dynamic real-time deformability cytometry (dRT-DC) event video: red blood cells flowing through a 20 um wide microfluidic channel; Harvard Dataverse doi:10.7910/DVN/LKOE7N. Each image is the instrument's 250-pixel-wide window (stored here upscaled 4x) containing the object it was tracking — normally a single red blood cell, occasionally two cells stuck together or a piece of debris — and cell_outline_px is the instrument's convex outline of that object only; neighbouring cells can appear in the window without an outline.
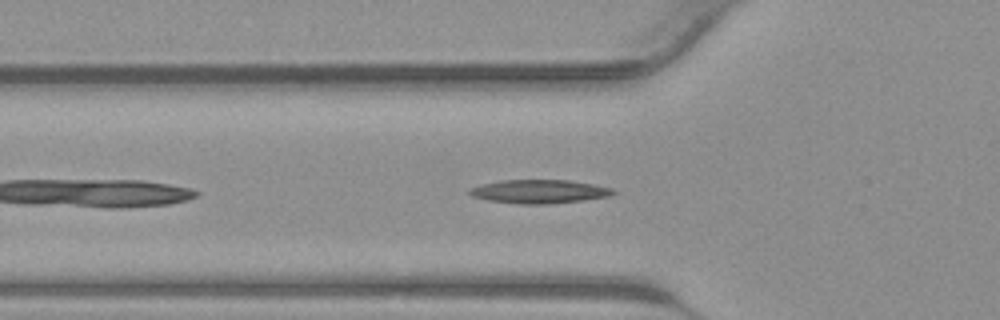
{"species": "common noctule bat (a hibernating species)", "species_latin": "Nyctalus noctula", "temperature_condition": "warm", "stored_images_in_passage": 26, "camera_frame_rate_fps": 3000, "um_per_image_px": 0.085, "animal": {"sex": "male", "body_mass_g": 23.1, "forearm_length_mm": 52.7}, "frame": {"image": 1, "passage_image": 4, "time_ms": 1.0, "image_size_px": [1000, 320], "cell_outline_px": [[616, 192], [608, 196], [580, 200], [548, 204], [520, 204], [488, 200], [472, 196], [468, 192], [468, 188], [500, 180], [568, 180], [592, 184], [612, 188]], "centroid_in_image_um": [45.79, 16.27], "position_along_channel_um": 80.0, "area_um2": 19.54}}
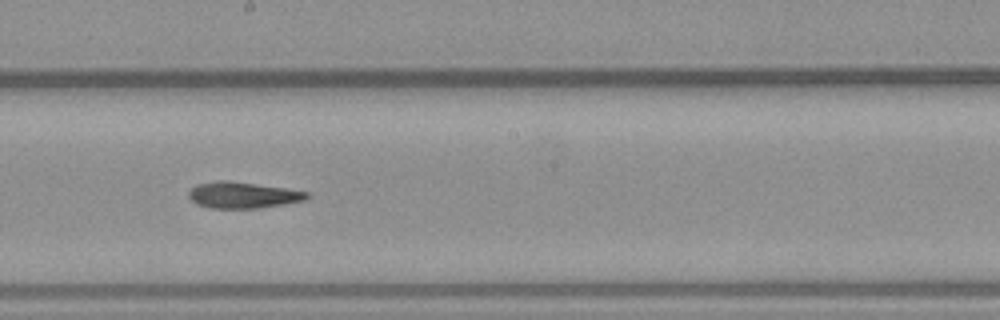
{"frame": {"image": 2, "passage_image": 13, "time_ms": 4.0, "image_size_px": [1000, 320], "cell_outline_px": [[308, 196], [304, 200], [284, 204], [260, 208], [208, 208], [196, 204], [188, 196], [188, 192], [196, 184], [220, 180], [224, 180], [256, 184], [284, 188], [308, 192]], "centroid_in_image_um": [20.59, 16.59], "position_along_channel_um": 227.6, "area_um2": 17.92}}
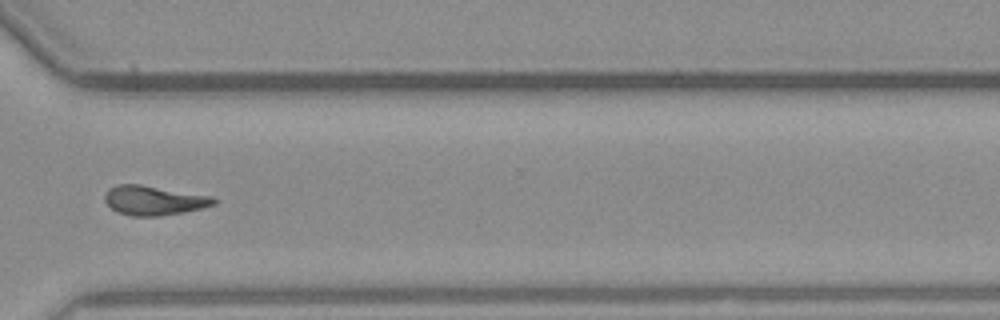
{"frame": {"image": 3, "passage_image": 21, "time_ms": 6.667, "image_size_px": [1000, 320], "cell_outline_px": [[220, 200], [216, 204], [204, 208], [184, 212], [160, 216], [132, 216], [120, 212], [112, 208], [104, 200], [104, 196], [108, 188], [116, 184], [140, 184], [212, 196]], "centroid_in_image_um": [13.12, 17.03], "position_along_channel_um": 357.5, "area_um2": 18.84}}